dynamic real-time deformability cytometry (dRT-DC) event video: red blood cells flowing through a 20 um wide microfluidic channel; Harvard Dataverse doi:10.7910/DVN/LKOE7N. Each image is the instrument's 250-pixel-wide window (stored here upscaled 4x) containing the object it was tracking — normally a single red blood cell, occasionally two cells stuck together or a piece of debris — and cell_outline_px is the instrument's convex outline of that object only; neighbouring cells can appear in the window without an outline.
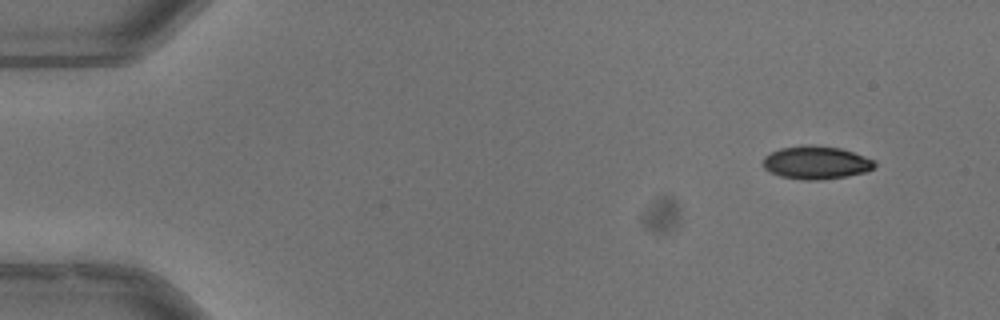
{"species": "common noctule bat (a hibernating species)", "species_latin": "Nyctalus noctula", "temperature_condition": "warm", "stored_images_in_passage": 49, "camera_frame_rate_fps": 3000, "um_per_image_px": 0.085, "animal": {"sex": "male", "body_mass_g": 13.3}, "frame": {"image": 1, "passage_image": 1, "time_ms": 0.0, "image_size_px": [1000, 320], "cell_outline_px": [[876, 164], [872, 168], [864, 172], [848, 176], [816, 180], [804, 180], [780, 176], [764, 168], [764, 156], [780, 148], [804, 144], [812, 144], [840, 148], [876, 160]], "centroid_in_image_um": [69.37, 13.81], "position_along_channel_um": 15.6, "area_um2": 21.44}}
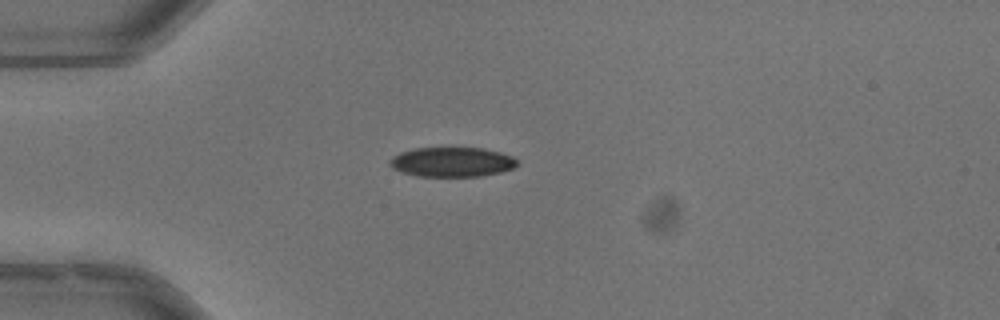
{"frame": {"image": 2, "passage_image": 11, "time_ms": 3.333, "image_size_px": [1000, 320], "cell_outline_px": [[516, 164], [512, 168], [500, 172], [480, 176], [416, 176], [400, 172], [392, 168], [388, 164], [388, 160], [392, 156], [400, 152], [412, 148], [484, 148], [500, 152], [512, 156], [516, 160]], "centroid_in_image_um": [38.34, 13.76], "position_along_channel_um": 46.7, "area_um2": 22.08}}
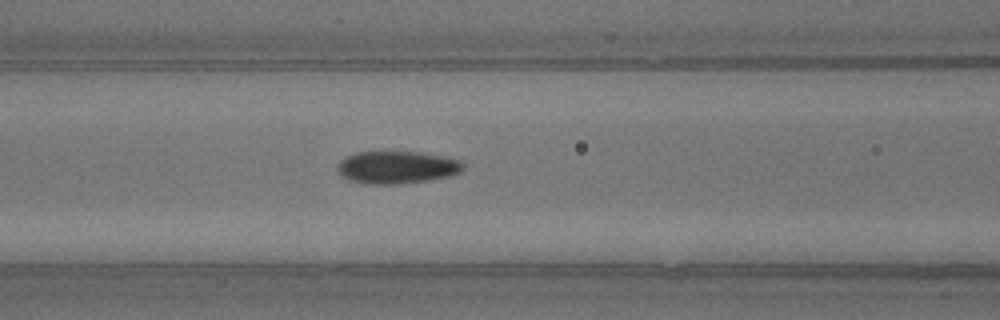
{"frame": {"image": 3, "passage_image": 19, "time_ms": 6.0, "image_size_px": [1000, 320], "cell_outline_px": [[464, 168], [460, 172], [448, 176], [428, 180], [400, 184], [364, 184], [348, 180], [340, 176], [336, 172], [336, 164], [344, 156], [356, 152], [424, 152], [444, 156], [460, 160], [464, 164]], "centroid_in_image_um": [33.67, 14.22], "position_along_channel_um": 132.9, "area_um2": 24.28}, "authors_computed_cell_mechanics": {"area_um2": 23.0622, "velocity_mm_per_s": 3.9855, "shape_relaxation_time_tau1_ms": 4.2176, "shape_relaxation_time_tau2_ms": 1.82, "deformation_change_tau1": 0.15, "deformation_change_tau2": 0.0616}}